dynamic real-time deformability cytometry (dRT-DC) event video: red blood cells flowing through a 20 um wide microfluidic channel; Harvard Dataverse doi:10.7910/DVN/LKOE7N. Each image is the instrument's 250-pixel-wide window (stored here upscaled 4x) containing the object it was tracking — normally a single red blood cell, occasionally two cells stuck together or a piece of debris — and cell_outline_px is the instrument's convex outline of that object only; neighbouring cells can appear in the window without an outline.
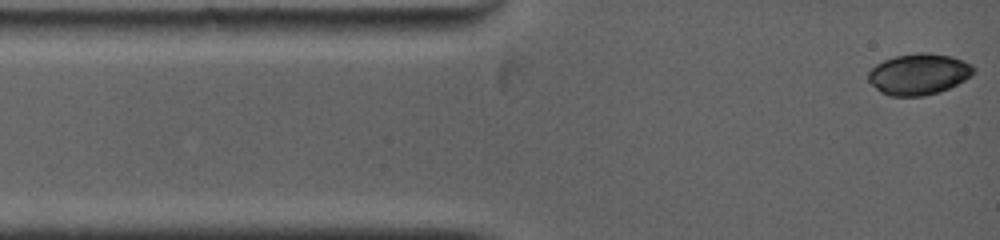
{"species": "common noctule bat (a hibernating species)", "species_latin": "Nyctalus noctula", "temperature_condition": "warm", "stored_images_in_passage": 18, "camera_frame_rate_fps": 5000, "um_per_image_px": 0.085, "animal": {"sex": "female", "body_mass_g": 19.0, "forearm_length_mm": 53.3}, "frame": {"image": 1, "passage_image": 1, "time_ms": 0.0, "image_size_px": [1000, 240], "cell_outline_px": [[976, 72], [972, 76], [940, 92], [924, 96], [888, 96], [880, 92], [868, 80], [868, 72], [876, 64], [884, 60], [896, 56], [916, 52], [928, 52], [952, 56], [972, 64], [976, 68]], "centroid_in_image_um": [78.12, 6.3], "position_along_channel_um": 6.9, "area_um2": 25.49}}
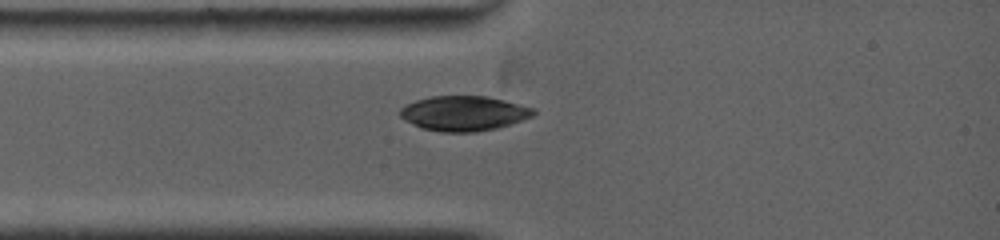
{"frame": {"image": 2, "passage_image": 15, "time_ms": 2.2, "image_size_px": [1000, 240], "cell_outline_px": [[536, 112], [532, 116], [496, 128], [476, 132], [440, 132], [424, 128], [404, 120], [400, 116], [400, 108], [416, 100], [432, 96], [488, 96], [536, 108]], "centroid_in_image_um": [39.43, 9.63], "position_along_channel_um": 45.6, "area_um2": 26.93}}